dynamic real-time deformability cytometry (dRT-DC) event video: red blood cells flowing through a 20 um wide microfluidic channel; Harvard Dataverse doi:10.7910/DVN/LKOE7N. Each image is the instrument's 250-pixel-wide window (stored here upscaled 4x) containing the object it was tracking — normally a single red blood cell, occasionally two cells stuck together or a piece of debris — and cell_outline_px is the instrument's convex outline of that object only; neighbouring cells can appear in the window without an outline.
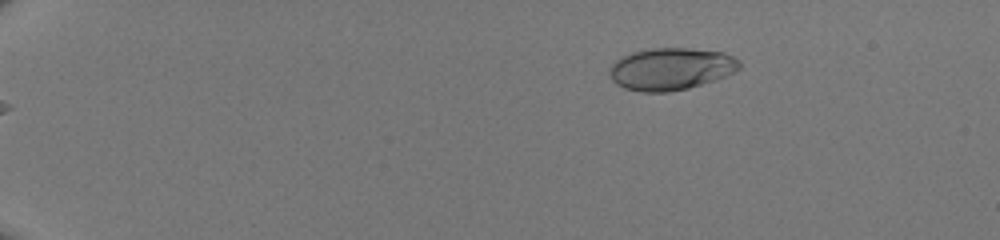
{"species": "human", "species_latin": "Homo sapiens", "temperature_condition": "room temperature", "stored_images_in_passage": 42, "camera_frame_rate_fps": 3000, "um_per_image_px": 0.085, "donor": {"sex": "male"}, "frame": {"image": 1, "passage_image": 1, "time_ms": 0.0, "image_size_px": [1000, 240], "cell_outline_px": [[740, 68], [736, 72], [716, 80], [688, 88], [668, 92], [640, 92], [624, 88], [616, 84], [612, 80], [608, 72], [612, 64], [620, 56], [632, 52], [652, 48], [688, 48], [724, 52], [740, 60]], "centroid_in_image_um": [57.03, 5.86], "position_along_channel_um": 28.0, "area_um2": 32.25}}
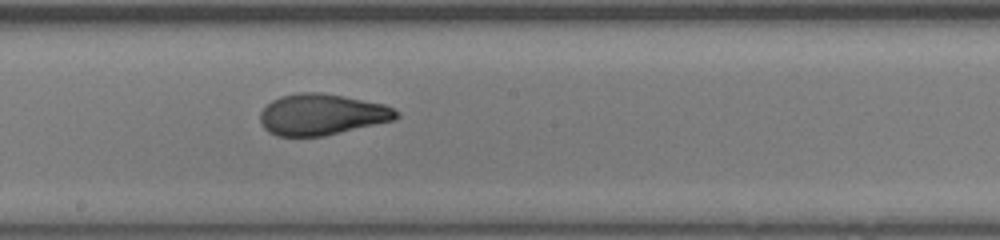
{"frame": {"image": 2, "passage_image": 23, "time_ms": 7.333, "image_size_px": [1000, 240], "cell_outline_px": [[400, 116], [396, 120], [324, 136], [276, 136], [268, 132], [264, 128], [260, 120], [260, 112], [272, 100], [280, 96], [296, 92], [320, 92], [344, 96], [384, 104], [400, 112]], "centroid_in_image_um": [27.37, 9.73], "position_along_channel_um": 220.8, "area_um2": 32.89}}
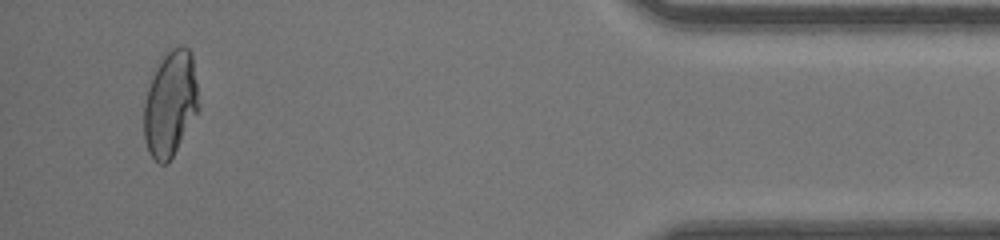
{"frame": {"image": 3, "passage_image": 40, "time_ms": 13.0, "image_size_px": [1000, 240], "cell_outline_px": [[200, 108], [172, 156], [164, 164], [160, 164], [148, 152], [144, 140], [144, 104], [148, 88], [152, 76], [156, 68], [164, 56], [172, 48], [180, 44], [184, 44], [192, 52]], "centroid_in_image_um": [14.49, 8.78], "position_along_channel_um": 420.7, "area_um2": 33.47}}